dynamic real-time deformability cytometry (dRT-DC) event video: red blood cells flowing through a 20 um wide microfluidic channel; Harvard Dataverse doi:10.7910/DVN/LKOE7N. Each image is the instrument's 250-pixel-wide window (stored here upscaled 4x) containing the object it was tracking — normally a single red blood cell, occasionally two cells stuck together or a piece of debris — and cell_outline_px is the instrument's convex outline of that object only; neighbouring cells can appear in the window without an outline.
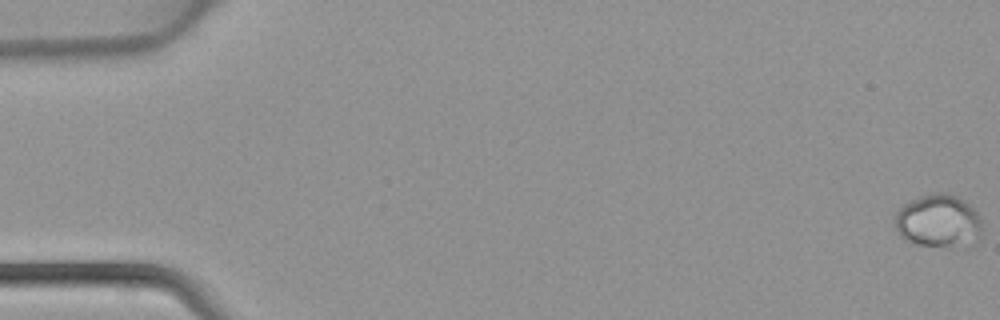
{"species": "common noctule bat (a hibernating species)", "species_latin": "Nyctalus noctula", "temperature_condition": "warm", "stored_images_in_passage": 46, "camera_frame_rate_fps": 3000, "um_per_image_px": 0.085, "animal": {"sex": "female", "body_mass_g": 22.7, "forearm_length_mm": 54.2}, "frame": {"image": 1, "passage_image": 1, "time_ms": 0.0, "image_size_px": [1000, 320], "cell_outline_px": [[980, 236], [976, 244], [964, 248], [948, 248], [916, 244], [904, 240], [900, 236], [896, 228], [896, 212], [904, 204], [920, 196], [940, 192], [944, 192], [956, 196], [964, 200], [976, 212], [980, 220]], "centroid_in_image_um": [79.79, 18.84], "position_along_channel_um": 5.2, "area_um2": 27.28}}
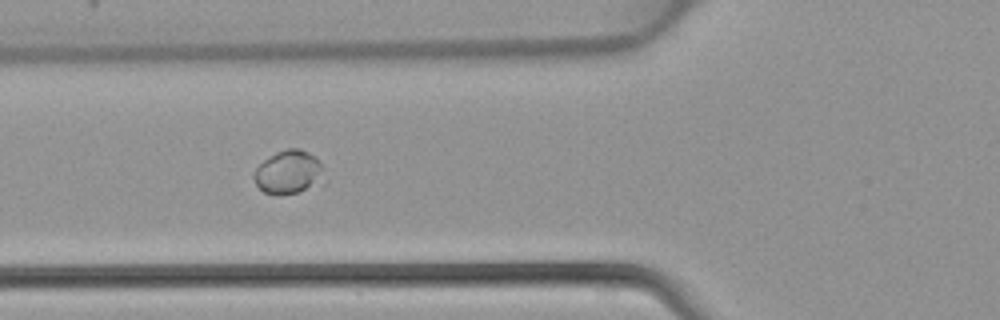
{"frame": {"image": 2, "passage_image": 18, "time_ms": 5.667, "image_size_px": [1000, 320], "cell_outline_px": [[328, 180], [324, 184], [296, 192], [264, 192], [256, 184], [252, 176], [256, 168], [264, 160], [276, 152], [288, 148], [300, 148], [308, 152], [324, 168]], "centroid_in_image_um": [24.61, 14.62], "position_along_channel_um": 101.2, "area_um2": 17.74}}
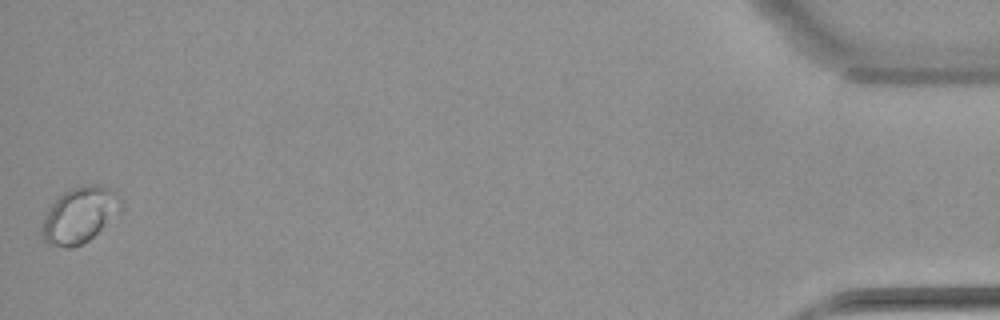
{"frame": {"image": 3, "passage_image": 46, "time_ms": 15.0, "image_size_px": [1000, 320], "cell_outline_px": [[124, 200], [120, 212], [88, 240], [72, 248], [68, 248], [48, 244], [40, 240], [40, 228], [52, 204], [68, 188], [84, 184], [96, 184], [112, 188]], "centroid_in_image_um": [6.78, 18.26], "position_along_channel_um": 428.4, "area_um2": 25.95}}